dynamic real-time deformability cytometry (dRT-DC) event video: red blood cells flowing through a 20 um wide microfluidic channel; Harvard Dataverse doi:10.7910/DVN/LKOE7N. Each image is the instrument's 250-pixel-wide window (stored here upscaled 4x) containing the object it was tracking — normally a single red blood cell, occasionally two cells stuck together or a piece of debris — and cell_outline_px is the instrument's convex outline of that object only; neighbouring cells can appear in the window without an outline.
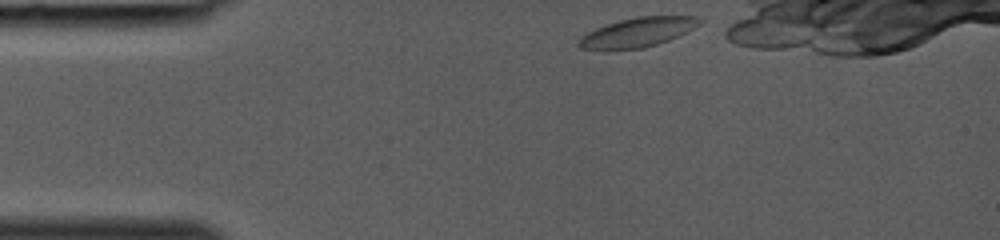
{"species": "common noctule bat (a hibernating species)", "species_latin": "Nyctalus noctula", "temperature_condition": "room temperature", "stored_images_in_passage": 16, "camera_frame_rate_fps": 3000, "um_per_image_px": 0.085, "animal": {"sex": "female", "body_mass_g": 19.0, "forearm_length_mm": 53.3}, "frame": {"image": 1, "passage_image": 1, "time_ms": 0.0, "image_size_px": [1000, 240], "cell_outline_px": [[704, 20], [700, 24], [668, 40], [644, 48], [580, 48], [576, 44], [576, 40], [580, 36], [596, 28], [620, 20], [636, 16], [700, 16]], "centroid_in_image_um": [54.21, 2.71], "position_along_channel_um": 30.8, "area_um2": 20.23}}
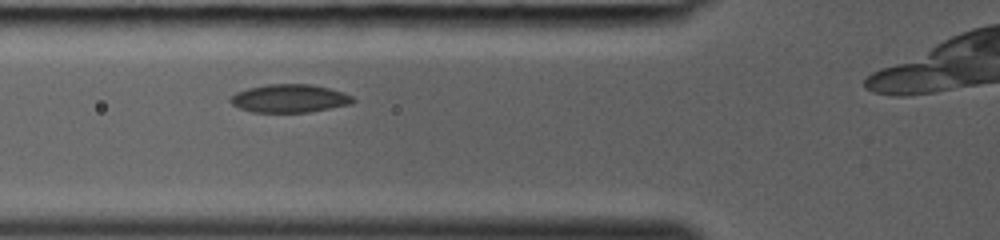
{"frame": {"image": 2, "passage_image": 8, "time_ms": 2.333, "image_size_px": [1000, 240], "cell_outline_px": [[356, 100], [352, 104], [308, 112], [252, 112], [240, 108], [232, 104], [228, 100], [236, 92], [248, 88], [268, 84], [308, 84], [328, 88], [344, 92], [352, 96]], "centroid_in_image_um": [24.62, 8.37], "position_along_channel_um": 101.2, "area_um2": 20.06}}
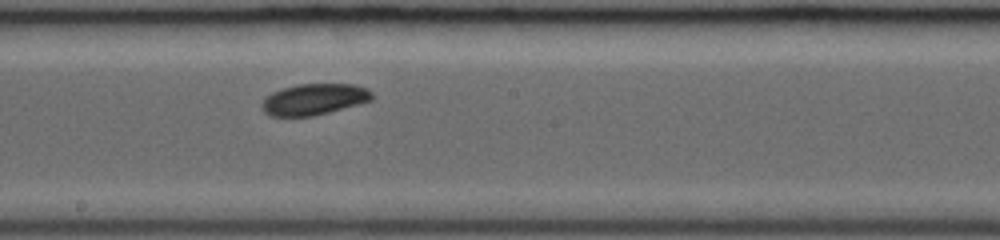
{"frame": {"image": 3, "passage_image": 15, "time_ms": 4.667, "image_size_px": [1000, 240], "cell_outline_px": [[372, 100], [360, 104], [312, 116], [268, 116], [264, 112], [260, 104], [272, 92], [284, 88], [300, 84], [352, 84], [368, 88], [372, 92]], "centroid_in_image_um": [26.71, 8.44], "position_along_channel_um": 221.5, "area_um2": 19.94}}